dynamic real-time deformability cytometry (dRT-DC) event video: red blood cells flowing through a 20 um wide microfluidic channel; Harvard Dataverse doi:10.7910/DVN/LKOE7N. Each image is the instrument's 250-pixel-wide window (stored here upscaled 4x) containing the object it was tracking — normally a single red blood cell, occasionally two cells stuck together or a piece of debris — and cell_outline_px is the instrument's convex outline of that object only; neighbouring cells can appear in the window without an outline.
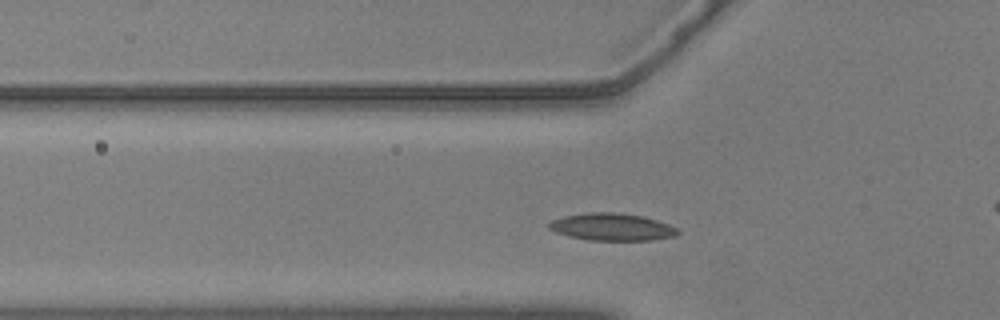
{"species": "common noctule bat (a hibernating species)", "species_latin": "Nyctalus noctula", "temperature_condition": "warm", "stored_images_in_passage": 51, "camera_frame_rate_fps": 3000, "um_per_image_px": 0.085, "animal": {"sex": "male", "body_mass_g": 20.5, "forearm_length_mm": 52.5}, "frame": {"image": 1, "passage_image": 13, "time_ms": 4.0, "image_size_px": [1000, 320], "cell_outline_px": [[680, 232], [676, 236], [652, 240], [588, 240], [568, 236], [556, 232], [548, 228], [548, 224], [552, 220], [564, 216], [588, 212], [616, 212], [644, 216], [668, 224], [676, 228]], "centroid_in_image_um": [52.01, 19.29], "position_along_channel_um": 73.8, "area_um2": 20.52}}
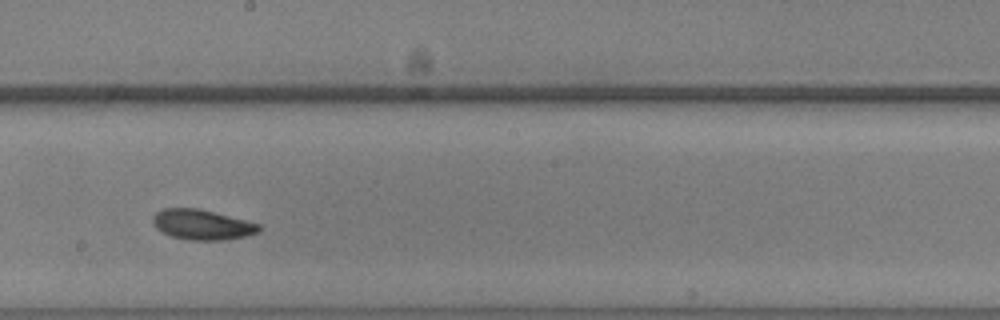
{"frame": {"image": 2, "passage_image": 26, "time_ms": 8.333, "image_size_px": [1000, 320], "cell_outline_px": [[260, 232], [248, 236], [224, 240], [188, 240], [172, 236], [156, 228], [152, 220], [152, 216], [156, 212], [164, 208], [200, 208], [260, 224]], "centroid_in_image_um": [17.19, 19.09], "position_along_channel_um": 231.0, "area_um2": 18.73}}
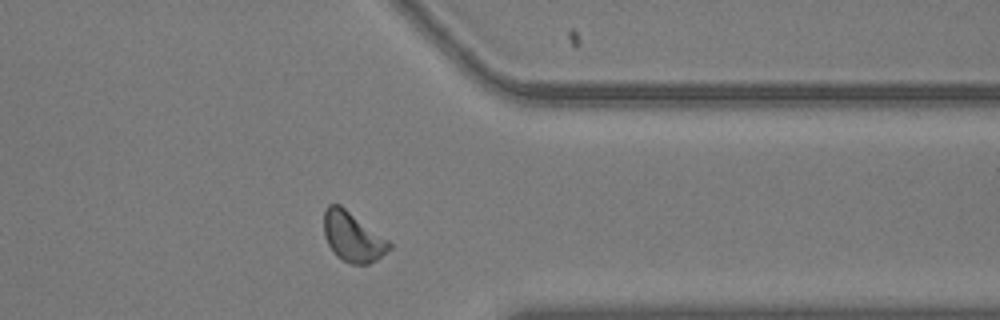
{"frame": {"image": 3, "passage_image": 39, "time_ms": 12.667, "image_size_px": [1000, 320], "cell_outline_px": [[392, 248], [376, 260], [368, 264], [352, 264], [336, 256], [332, 252], [324, 236], [324, 212], [328, 204], [340, 204], [388, 240], [392, 244]], "centroid_in_image_um": [29.97, 20.13], "position_along_channel_um": 381.4, "area_um2": 18.84}, "authors_computed_cell_mechanics": {"area_um2": 18.496, "velocity_mm_per_s": 3.6134, "shape_relaxation_time_tau1_ms": 3.2437, "shape_relaxation_time_tau2_ms": null, "deformation_change_tau1": 0.1206, "deformation_change_tau2": null}}